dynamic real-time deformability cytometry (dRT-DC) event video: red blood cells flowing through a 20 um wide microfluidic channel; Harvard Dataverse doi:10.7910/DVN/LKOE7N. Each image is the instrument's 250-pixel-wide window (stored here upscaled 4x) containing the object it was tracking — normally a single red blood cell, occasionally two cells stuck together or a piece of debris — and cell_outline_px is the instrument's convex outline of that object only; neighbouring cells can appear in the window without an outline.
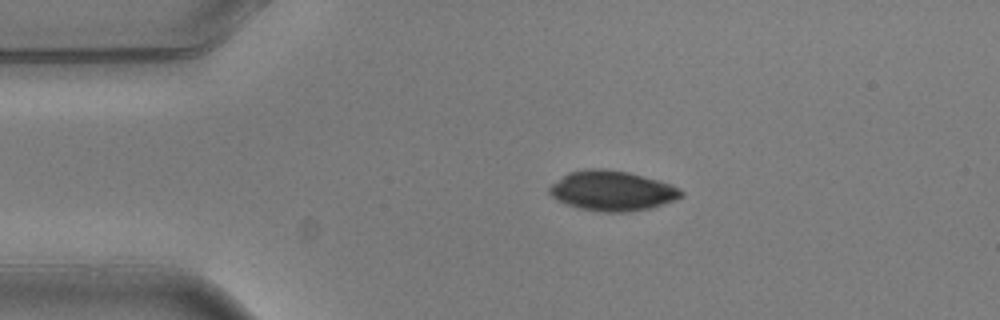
{"species": "common noctule bat (a hibernating species)", "species_latin": "Nyctalus noctula", "temperature_condition": "warm", "stored_images_in_passage": 4, "camera_frame_rate_fps": 3000, "um_per_image_px": 0.085, "animal": {"sex": "male", "body_mass_g": 20.5, "forearm_length_mm": 52.5}, "frame": {"image": 1, "passage_image": 3, "time_ms": 0.667, "image_size_px": [1000, 320], "cell_outline_px": [[684, 196], [652, 208], [632, 212], [600, 212], [580, 208], [556, 200], [548, 192], [548, 188], [552, 184], [568, 172], [588, 168], [600, 168], [628, 172], [644, 176], [680, 188], [684, 192]], "centroid_in_image_um": [52.03, 16.22], "position_along_channel_um": 33.0, "area_um2": 30.69}}